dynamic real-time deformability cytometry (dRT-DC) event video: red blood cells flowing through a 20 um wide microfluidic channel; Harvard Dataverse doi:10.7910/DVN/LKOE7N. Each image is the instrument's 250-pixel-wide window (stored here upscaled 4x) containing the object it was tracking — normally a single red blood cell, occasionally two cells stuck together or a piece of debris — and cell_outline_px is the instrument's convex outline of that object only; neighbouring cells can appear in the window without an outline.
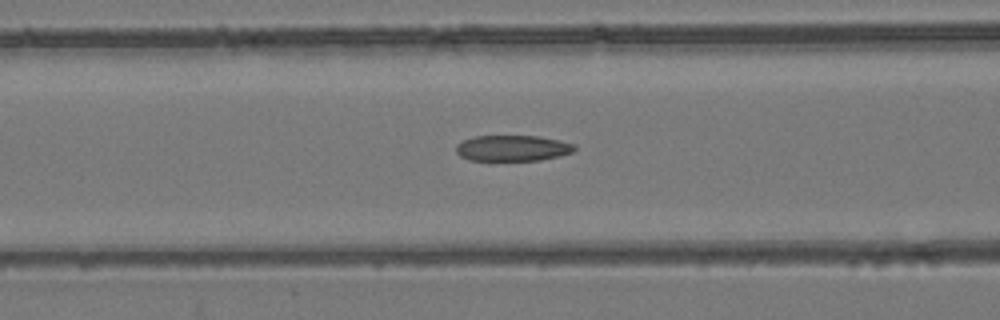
{"species": "common noctule bat (a hibernating species)", "species_latin": "Nyctalus noctula", "temperature_condition": "room temperature", "stored_images_in_passage": 55, "camera_frame_rate_fps": 3000, "um_per_image_px": 0.085, "animal": {"sex": "female", "body_mass_g": 24.6, "forearm_length_mm": 56.2}, "frame": {"image": 1, "passage_image": 23, "time_ms": 7.333, "image_size_px": [1000, 320], "cell_outline_px": [[576, 148], [572, 152], [560, 156], [540, 160], [468, 160], [460, 156], [456, 152], [456, 144], [464, 140], [476, 136], [540, 136], [560, 140], [576, 144]], "centroid_in_image_um": [43.59, 12.59], "position_along_channel_um": 123.0, "area_um2": 17.92}}
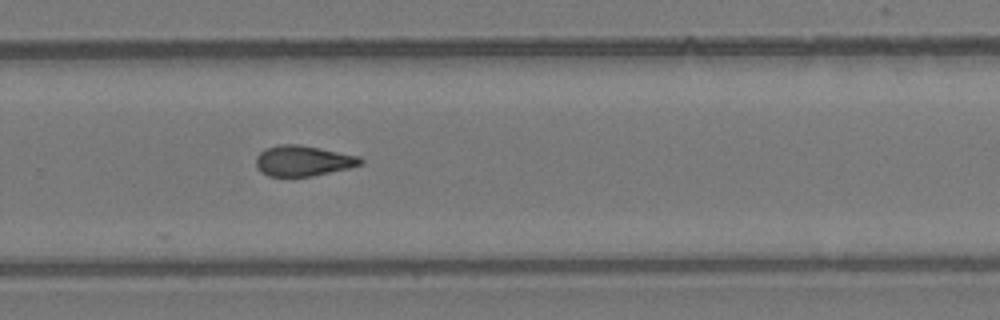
{"frame": {"image": 2, "passage_image": 37, "time_ms": 12.0, "image_size_px": [1000, 320], "cell_outline_px": [[364, 164], [348, 168], [312, 176], [268, 176], [256, 168], [256, 156], [264, 148], [280, 144], [300, 144], [360, 156], [364, 160]], "centroid_in_image_um": [25.76, 13.66], "position_along_channel_um": 304.0, "area_um2": 18.73}}
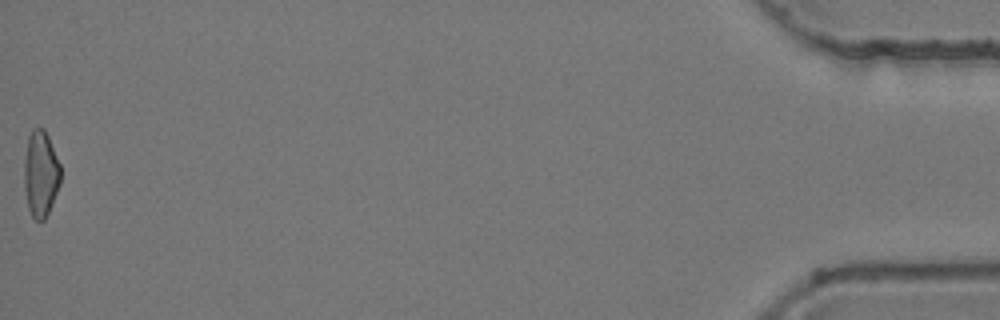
{"frame": {"image": 3, "passage_image": 55, "time_ms": 18.0, "image_size_px": [1000, 320], "cell_outline_px": [[60, 184], [48, 212], [44, 220], [36, 220], [32, 216], [28, 208], [24, 188], [24, 160], [28, 136], [32, 128], [44, 128], [48, 136], [60, 164]], "centroid_in_image_um": [3.44, 14.75], "position_along_channel_um": 431.8, "area_um2": 18.26}, "authors_computed_cell_mechanics": {"area_um2": 18.9006, "velocity_mm_per_s": 3.8875, "shape_relaxation_time_tau1_ms": null, "shape_relaxation_time_tau2_ms": 4.43, "deformation_change_tau1": null, "deformation_change_tau2": 0.1134}}